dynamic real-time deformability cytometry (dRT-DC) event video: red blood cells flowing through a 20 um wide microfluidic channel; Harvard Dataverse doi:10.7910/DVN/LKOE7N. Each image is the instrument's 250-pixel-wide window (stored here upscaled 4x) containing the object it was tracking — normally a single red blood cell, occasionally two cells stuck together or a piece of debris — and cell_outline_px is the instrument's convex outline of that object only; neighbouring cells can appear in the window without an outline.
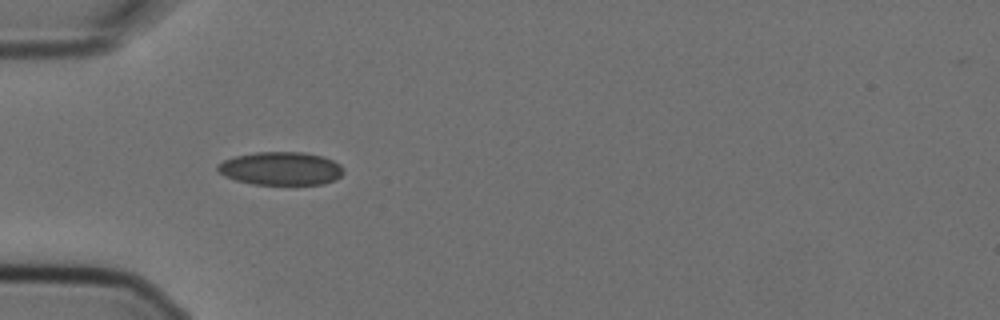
{"species": "Egyptian fruit bat (a non-hibernating species)", "species_latin": "Rousettus aegyptiacus", "temperature_condition": "cold", "stored_images_in_passage": 8, "camera_frame_rate_fps": 3000, "um_per_image_px": 0.085, "animal": {"sex": "female"}, "frame": {"image": 1, "passage_image": 5, "time_ms": 1.333, "image_size_px": [1000, 320], "cell_outline_px": [[344, 172], [336, 180], [324, 184], [252, 184], [236, 180], [224, 176], [216, 168], [216, 164], [224, 160], [236, 156], [256, 152], [300, 152], [324, 156], [340, 164], [344, 168]], "centroid_in_image_um": [23.89, 14.32], "position_along_channel_um": 61.1, "area_um2": 24.45}}
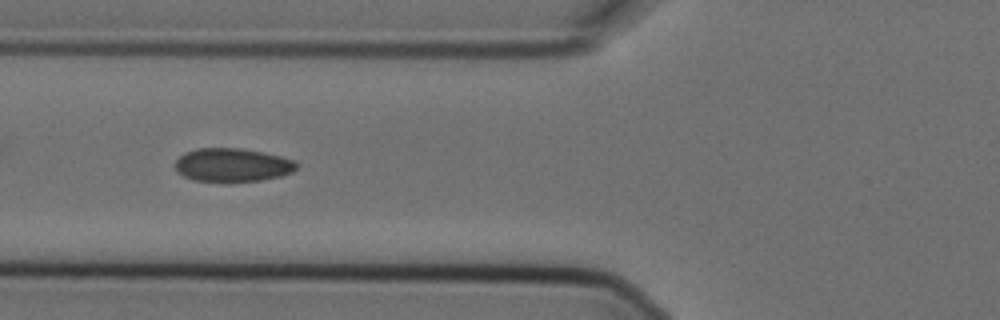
{"frame": {"image": 2, "passage_image": 6, "time_ms": 1.667, "image_size_px": [1000, 320], "cell_outline_px": [[296, 168], [292, 172], [280, 176], [260, 180], [192, 180], [176, 172], [176, 160], [184, 152], [196, 148], [240, 148], [264, 152], [280, 156], [292, 160], [296, 164]], "centroid_in_image_um": [19.72, 13.99], "position_along_channel_um": 106.1, "area_um2": 23.24}}
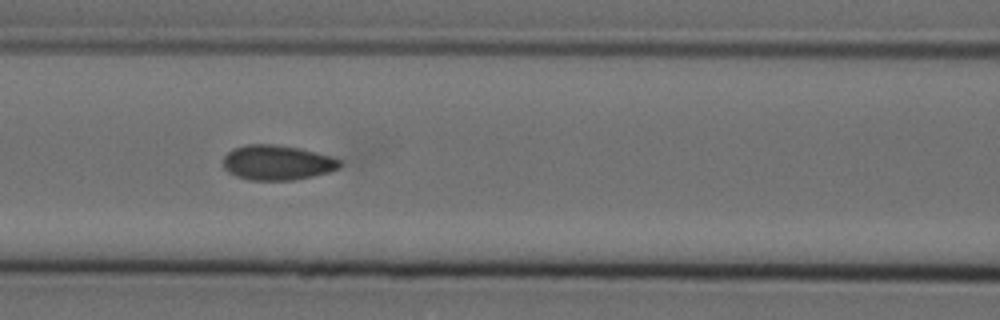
{"frame": {"image": 3, "passage_image": 7, "time_ms": 2.0, "image_size_px": [1000, 320], "cell_outline_px": [[348, 160], [340, 168], [328, 172], [312, 176], [292, 180], [252, 180], [236, 176], [228, 172], [224, 168], [224, 156], [232, 148], [248, 144], [272, 144], [300, 148]], "centroid_in_image_um": [23.63, 13.81], "position_along_channel_um": 143.0, "area_um2": 24.04}}